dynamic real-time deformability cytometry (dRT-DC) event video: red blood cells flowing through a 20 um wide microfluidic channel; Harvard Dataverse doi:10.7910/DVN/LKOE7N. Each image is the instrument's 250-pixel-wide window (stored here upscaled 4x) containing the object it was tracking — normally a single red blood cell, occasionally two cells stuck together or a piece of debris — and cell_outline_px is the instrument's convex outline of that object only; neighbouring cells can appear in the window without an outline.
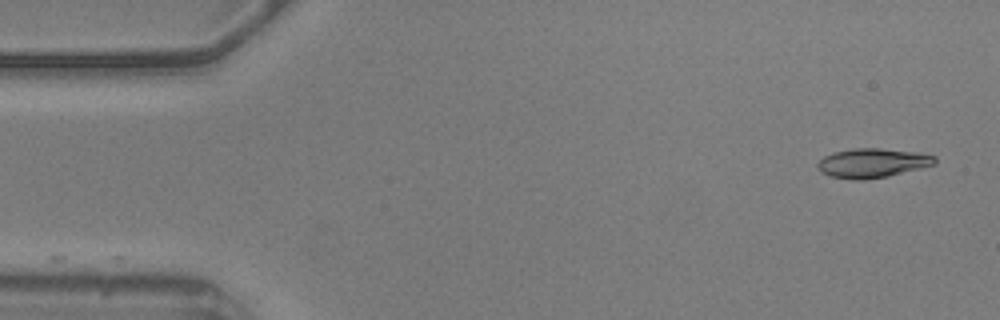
{"species": "common noctule bat (a hibernating species)", "species_latin": "Nyctalus noctula", "temperature_condition": "warm", "stored_images_in_passage": 31, "camera_frame_rate_fps": 3000, "um_per_image_px": 0.085, "animal": {"sex": "male", "body_mass_g": 20.5, "forearm_length_mm": 52.5}, "frame": {"image": 1, "passage_image": 1, "time_ms": 0.0, "image_size_px": [1000, 320], "cell_outline_px": [[936, 164], [888, 176], [864, 180], [852, 180], [832, 176], [820, 172], [816, 168], [816, 164], [824, 156], [832, 152], [852, 148], [880, 148], [920, 152], [936, 156]], "centroid_in_image_um": [74.14, 13.85], "position_along_channel_um": 10.9, "area_um2": 20.23}}
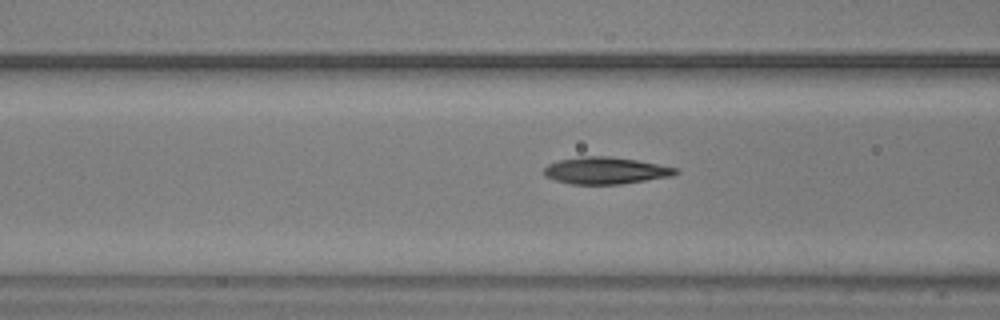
{"frame": {"image": 2, "passage_image": 19, "time_ms": 6.0, "image_size_px": [1000, 320], "cell_outline_px": [[680, 172], [672, 176], [620, 184], [572, 184], [556, 180], [544, 176], [544, 168], [548, 164], [556, 160], [580, 156], [612, 156], [636, 160], [680, 168]], "centroid_in_image_um": [51.48, 14.49], "position_along_channel_um": 115.1, "area_um2": 20.81}}
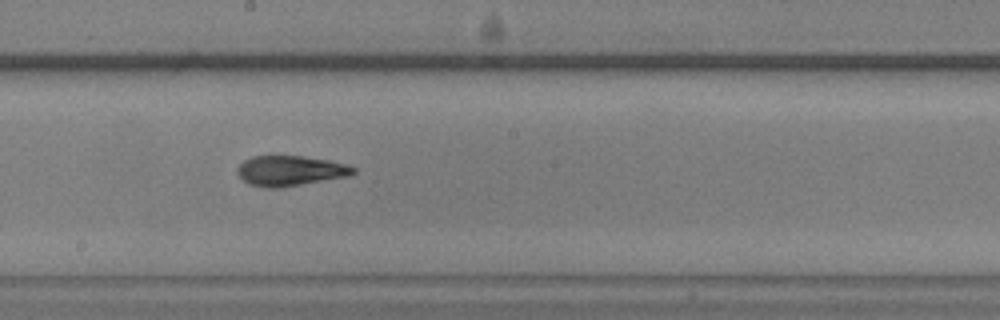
{"frame": {"image": 3, "passage_image": 28, "time_ms": 9.0, "image_size_px": [1000, 320], "cell_outline_px": [[356, 172], [352, 176], [280, 188], [264, 188], [248, 184], [236, 172], [236, 168], [244, 160], [252, 156], [304, 156], [328, 160], [348, 164], [356, 168]], "centroid_in_image_um": [24.7, 14.52], "position_along_channel_um": 223.5, "area_um2": 20.75}}